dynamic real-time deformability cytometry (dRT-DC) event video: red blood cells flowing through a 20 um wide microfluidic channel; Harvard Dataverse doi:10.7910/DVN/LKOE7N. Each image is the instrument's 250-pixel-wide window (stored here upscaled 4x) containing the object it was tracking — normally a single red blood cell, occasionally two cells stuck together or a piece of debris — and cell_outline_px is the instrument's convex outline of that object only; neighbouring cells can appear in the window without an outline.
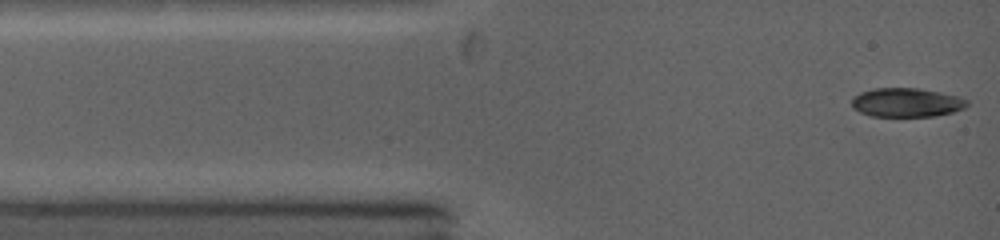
{"species": "common noctule bat (a hibernating species)", "species_latin": "Nyctalus noctula", "temperature_condition": "warm", "stored_images_in_passage": 6, "camera_frame_rate_fps": 5000, "um_per_image_px": 0.085, "animal": {"sex": "female", "body_mass_g": 19.0, "forearm_length_mm": 53.3}, "frame": {"image": 1, "passage_image": 1, "time_ms": 0.0, "image_size_px": [1000, 240], "cell_outline_px": [[968, 104], [964, 108], [952, 112], [936, 116], [868, 116], [852, 108], [852, 100], [860, 92], [876, 88], [916, 88], [956, 96], [968, 100]], "centroid_in_image_um": [77.03, 8.72], "position_along_channel_um": 8.0, "area_um2": 19.25}}